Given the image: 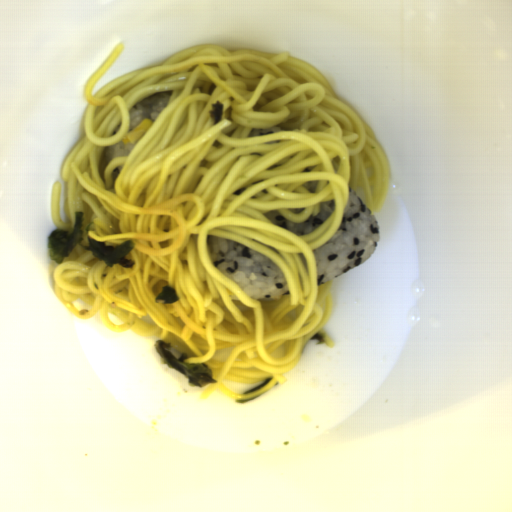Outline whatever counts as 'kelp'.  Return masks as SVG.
I'll return each instance as SVG.
<instances>
[{
    "instance_id": "1",
    "label": "kelp",
    "mask_w": 512,
    "mask_h": 512,
    "mask_svg": "<svg viewBox=\"0 0 512 512\" xmlns=\"http://www.w3.org/2000/svg\"><path fill=\"white\" fill-rule=\"evenodd\" d=\"M84 227V212L77 210L74 215V226L71 232L62 228H54L47 242L49 259L57 265H61L72 253L73 249L79 246L83 250L91 251L93 257L105 262L108 268H112L115 264H119L124 268H130L135 265L136 262L126 257L136 247L132 239H127L118 246H109L105 241L95 240L91 235H88L86 242H84Z\"/></svg>"
},
{
    "instance_id": "2",
    "label": "kelp",
    "mask_w": 512,
    "mask_h": 512,
    "mask_svg": "<svg viewBox=\"0 0 512 512\" xmlns=\"http://www.w3.org/2000/svg\"><path fill=\"white\" fill-rule=\"evenodd\" d=\"M172 346L169 342L160 339L153 344L155 352L162 358L161 363L187 377L189 387L203 388L210 383H218V380L213 378L212 370L208 365L188 364L186 360L189 355L183 352L179 358L175 357L171 351Z\"/></svg>"
},
{
    "instance_id": "3",
    "label": "kelp",
    "mask_w": 512,
    "mask_h": 512,
    "mask_svg": "<svg viewBox=\"0 0 512 512\" xmlns=\"http://www.w3.org/2000/svg\"><path fill=\"white\" fill-rule=\"evenodd\" d=\"M155 302L163 301V303L166 304H175L177 301L180 300V297L178 296L175 288H172L170 286H162L161 292L156 295Z\"/></svg>"
},
{
    "instance_id": "4",
    "label": "kelp",
    "mask_w": 512,
    "mask_h": 512,
    "mask_svg": "<svg viewBox=\"0 0 512 512\" xmlns=\"http://www.w3.org/2000/svg\"><path fill=\"white\" fill-rule=\"evenodd\" d=\"M207 114L211 117L212 124L216 125L224 117V103H221L220 100H216L211 104V109L208 110Z\"/></svg>"
}]
</instances>
